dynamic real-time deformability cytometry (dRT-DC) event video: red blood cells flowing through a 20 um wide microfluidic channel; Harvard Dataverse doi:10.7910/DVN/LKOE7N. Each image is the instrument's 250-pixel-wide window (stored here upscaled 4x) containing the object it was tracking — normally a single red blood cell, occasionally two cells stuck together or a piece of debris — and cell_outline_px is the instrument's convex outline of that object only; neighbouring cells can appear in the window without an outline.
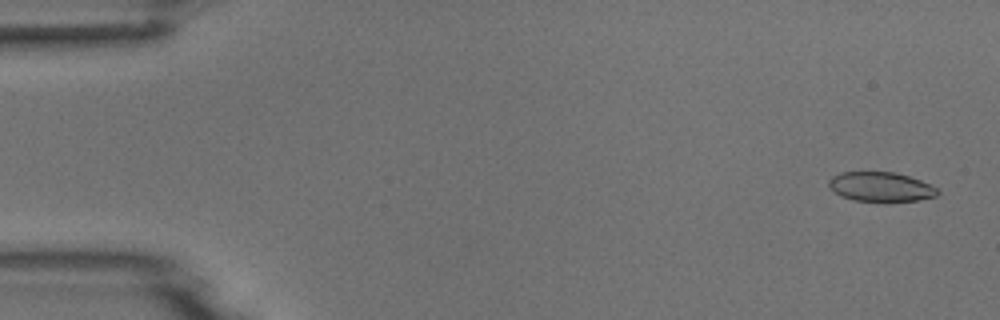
{"species": "common noctule bat (a hibernating species)", "species_latin": "Nyctalus noctula", "temperature_condition": "room temperature", "stored_images_in_passage": 4, "camera_frame_rate_fps": 3000, "um_per_image_px": 0.085, "animal": {"sex": "male", "body_mass_g": 18.8}, "frame": {"image": 1, "passage_image": 1, "time_ms": 0.0, "image_size_px": [1000, 320], "cell_outline_px": [[940, 192], [936, 196], [920, 200], [884, 204], [852, 200], [840, 196], [828, 184], [828, 180], [832, 176], [840, 172], [892, 172], [908, 176], [920, 180], [936, 188]], "centroid_in_image_um": [74.86, 15.93], "position_along_channel_um": 10.1, "area_um2": 19.25}}
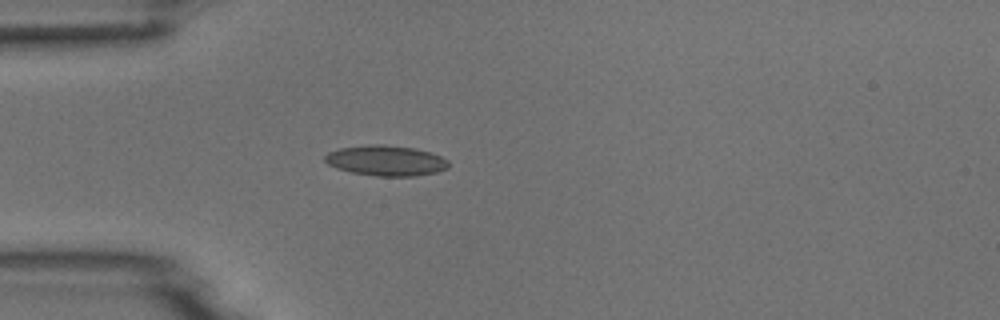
{"frame": {"image": 2, "passage_image": 4, "time_ms": 4.333, "image_size_px": [1000, 320], "cell_outline_px": [[448, 168], [436, 172], [416, 176], [376, 176], [352, 172], [336, 168], [328, 164], [324, 160], [324, 156], [328, 152], [340, 148], [368, 144], [384, 144], [416, 148], [432, 152], [448, 160]], "centroid_in_image_um": [32.81, 13.64], "position_along_channel_um": 52.2, "area_um2": 22.08}}